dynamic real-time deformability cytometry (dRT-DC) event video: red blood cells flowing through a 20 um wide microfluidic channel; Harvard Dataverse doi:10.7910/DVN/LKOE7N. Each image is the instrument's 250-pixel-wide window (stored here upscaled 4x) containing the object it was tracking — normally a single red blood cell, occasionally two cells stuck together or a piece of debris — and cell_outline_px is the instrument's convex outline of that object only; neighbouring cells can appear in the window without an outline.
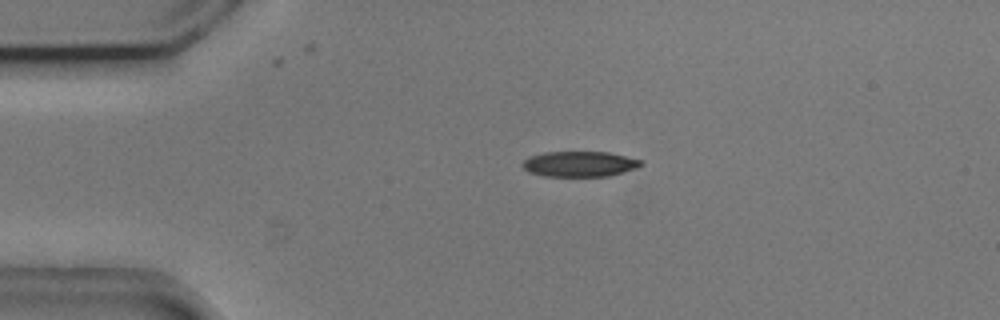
{"species": "common noctule bat (a hibernating species)", "species_latin": "Nyctalus noctula", "temperature_condition": "cold", "stored_images_in_passage": 46, "camera_frame_rate_fps": 3000, "um_per_image_px": 0.085, "animal": {"sex": "male", "body_mass_g": 20.5, "forearm_length_mm": 52.5}, "frame": {"image": 1, "passage_image": 3, "time_ms": 0.667, "image_size_px": [1000, 320], "cell_outline_px": [[636, 164], [612, 172], [544, 172], [532, 168], [528, 164], [532, 160], [552, 156], [576, 152], [616, 156], [632, 160]], "centroid_in_image_um": [49.37, 13.87], "position_along_channel_um": 35.6, "area_um2": 11.5}}
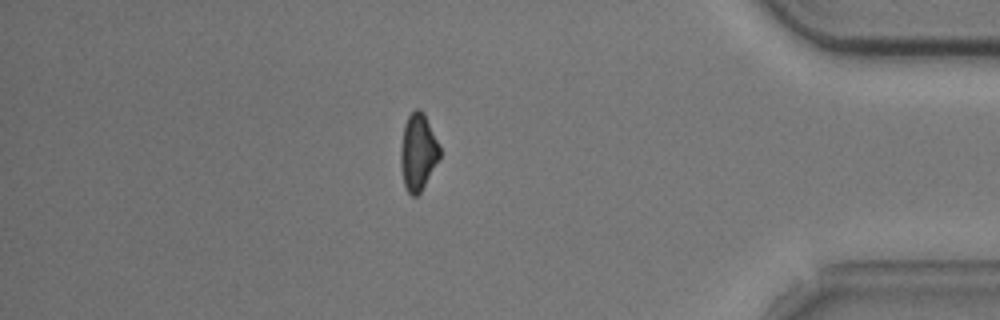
{"frame": {"image": 2, "passage_image": 38, "time_ms": 12.333, "image_size_px": [1000, 320], "cell_outline_px": [[440, 152], [420, 188], [416, 192], [412, 192], [408, 188], [404, 176], [404, 136], [408, 120], [416, 112], [420, 112], [440, 148]], "centroid_in_image_um": [35.58, 12.9], "position_along_channel_um": 399.6, "area_um2": 13.93}}
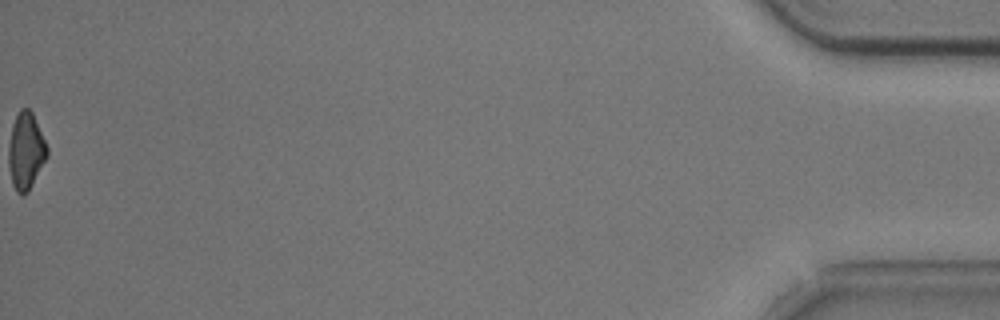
{"frame": {"image": 3, "passage_image": 46, "time_ms": 15.0, "image_size_px": [1000, 320], "cell_outline_px": [[44, 156], [28, 188], [24, 192], [20, 192], [16, 184], [16, 120], [20, 116], [28, 112], [32, 116], [44, 144]], "centroid_in_image_um": [2.34, 12.83], "position_along_channel_um": 432.9, "area_um2": 11.79}}